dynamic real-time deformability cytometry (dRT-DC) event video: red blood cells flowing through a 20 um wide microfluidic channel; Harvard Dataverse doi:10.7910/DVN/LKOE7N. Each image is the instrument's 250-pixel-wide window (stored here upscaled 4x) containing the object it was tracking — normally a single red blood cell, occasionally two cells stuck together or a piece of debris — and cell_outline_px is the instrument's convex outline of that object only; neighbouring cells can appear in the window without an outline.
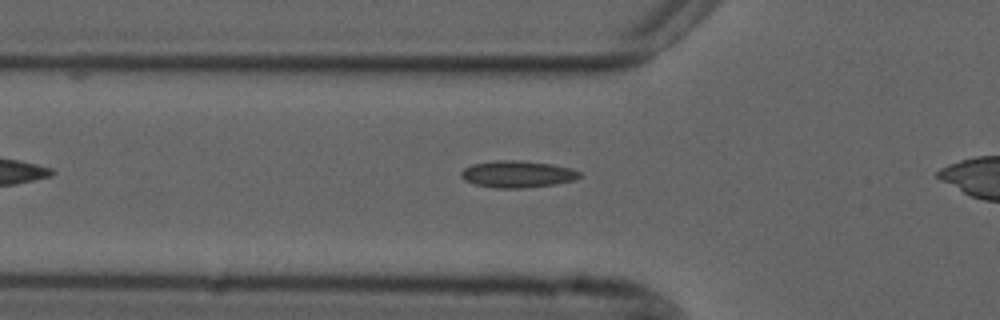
{"species": "common noctule bat (a hibernating species)", "species_latin": "Nyctalus noctula", "temperature_condition": "cold", "stored_images_in_passage": 35, "camera_frame_rate_fps": 3000, "um_per_image_px": 0.085, "animal": {"sex": "male", "forearm_length_mm": 52.5}, "frame": {"image": 1, "passage_image": 6, "time_ms": 1.667, "image_size_px": [1000, 320], "cell_outline_px": [[584, 176], [576, 180], [556, 184], [524, 188], [496, 188], [476, 184], [464, 180], [460, 176], [460, 172], [464, 168], [472, 164], [496, 160], [516, 160], [552, 164], [572, 168], [580, 172]], "centroid_in_image_um": [44.02, 14.8], "position_along_channel_um": 81.8, "area_um2": 18.73}}
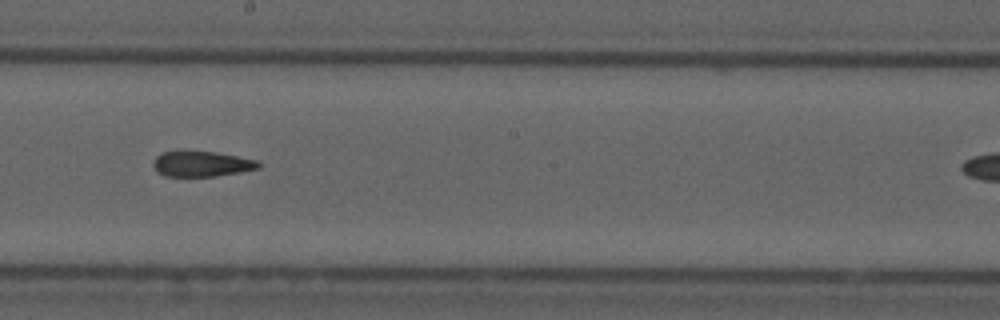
{"frame": {"image": 2, "passage_image": 18, "time_ms": 5.667, "image_size_px": [1000, 320], "cell_outline_px": [[260, 168], [240, 172], [216, 176], [164, 176], [156, 172], [152, 164], [156, 156], [164, 152], [184, 148], [216, 152], [260, 160]], "centroid_in_image_um": [17.11, 13.89], "position_along_channel_um": 231.1, "area_um2": 16.3}}
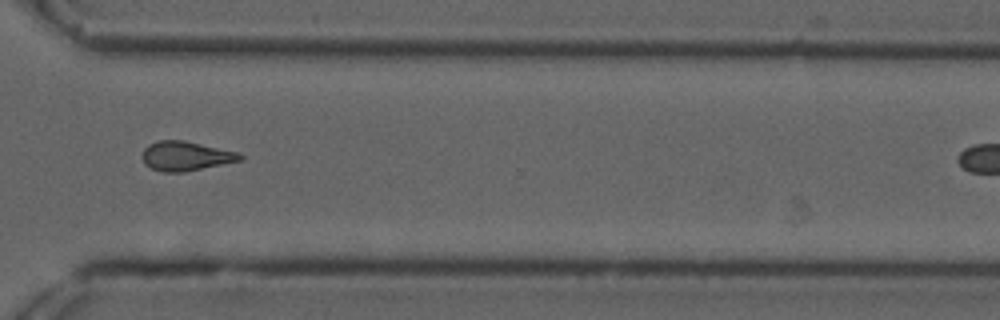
{"frame": {"image": 3, "passage_image": 28, "time_ms": 9.0, "image_size_px": [1000, 320], "cell_outline_px": [[244, 156], [240, 160], [184, 172], [164, 172], [152, 168], [144, 164], [144, 148], [148, 144], [160, 140], [184, 140], [236, 152]], "centroid_in_image_um": [15.76, 13.26], "position_along_channel_um": 354.8, "area_um2": 16.36}, "authors_computed_cell_mechanics": {"area_um2": 16.5886, "velocity_mm_per_s": 3.7202, "shape_relaxation_time_tau1_ms": null, "shape_relaxation_time_tau2_ms": 4.0021, "deformation_change_tau1": null, "deformation_change_tau2": 0.111}}